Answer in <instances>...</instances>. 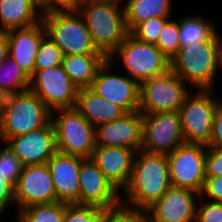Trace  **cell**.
<instances>
[{
    "label": "cell",
    "instance_id": "cell-1",
    "mask_svg": "<svg viewBox=\"0 0 222 222\" xmlns=\"http://www.w3.org/2000/svg\"><path fill=\"white\" fill-rule=\"evenodd\" d=\"M171 186L167 155L138 150L130 180L123 189L121 207L129 212H144Z\"/></svg>",
    "mask_w": 222,
    "mask_h": 222
},
{
    "label": "cell",
    "instance_id": "cell-2",
    "mask_svg": "<svg viewBox=\"0 0 222 222\" xmlns=\"http://www.w3.org/2000/svg\"><path fill=\"white\" fill-rule=\"evenodd\" d=\"M220 68L222 39L218 33L211 40L180 48L170 62V69L195 90H215L213 84Z\"/></svg>",
    "mask_w": 222,
    "mask_h": 222
},
{
    "label": "cell",
    "instance_id": "cell-3",
    "mask_svg": "<svg viewBox=\"0 0 222 222\" xmlns=\"http://www.w3.org/2000/svg\"><path fill=\"white\" fill-rule=\"evenodd\" d=\"M78 12L84 18L94 46L107 58L130 33L126 25L124 6L120 2L94 0L82 4Z\"/></svg>",
    "mask_w": 222,
    "mask_h": 222
},
{
    "label": "cell",
    "instance_id": "cell-4",
    "mask_svg": "<svg viewBox=\"0 0 222 222\" xmlns=\"http://www.w3.org/2000/svg\"><path fill=\"white\" fill-rule=\"evenodd\" d=\"M51 110L30 89L4 97L0 114V141L46 127Z\"/></svg>",
    "mask_w": 222,
    "mask_h": 222
},
{
    "label": "cell",
    "instance_id": "cell-5",
    "mask_svg": "<svg viewBox=\"0 0 222 222\" xmlns=\"http://www.w3.org/2000/svg\"><path fill=\"white\" fill-rule=\"evenodd\" d=\"M55 113H58L57 118ZM51 122L55 129L59 152L83 158L92 157L96 148L95 126L75 107L51 111Z\"/></svg>",
    "mask_w": 222,
    "mask_h": 222
},
{
    "label": "cell",
    "instance_id": "cell-6",
    "mask_svg": "<svg viewBox=\"0 0 222 222\" xmlns=\"http://www.w3.org/2000/svg\"><path fill=\"white\" fill-rule=\"evenodd\" d=\"M117 57L123 62L128 76L139 84L160 76L170 69V61L155 44L140 41L131 33L108 59L114 64Z\"/></svg>",
    "mask_w": 222,
    "mask_h": 222
},
{
    "label": "cell",
    "instance_id": "cell-7",
    "mask_svg": "<svg viewBox=\"0 0 222 222\" xmlns=\"http://www.w3.org/2000/svg\"><path fill=\"white\" fill-rule=\"evenodd\" d=\"M46 35L66 55L103 54L94 46L79 12H57L42 16Z\"/></svg>",
    "mask_w": 222,
    "mask_h": 222
},
{
    "label": "cell",
    "instance_id": "cell-8",
    "mask_svg": "<svg viewBox=\"0 0 222 222\" xmlns=\"http://www.w3.org/2000/svg\"><path fill=\"white\" fill-rule=\"evenodd\" d=\"M213 91L197 89L195 95L190 93L180 107L178 112L186 143L209 145L213 118L222 105V99L212 96Z\"/></svg>",
    "mask_w": 222,
    "mask_h": 222
},
{
    "label": "cell",
    "instance_id": "cell-9",
    "mask_svg": "<svg viewBox=\"0 0 222 222\" xmlns=\"http://www.w3.org/2000/svg\"><path fill=\"white\" fill-rule=\"evenodd\" d=\"M185 84L187 83L171 69L141 82L139 111L142 114L179 111L191 93Z\"/></svg>",
    "mask_w": 222,
    "mask_h": 222
},
{
    "label": "cell",
    "instance_id": "cell-10",
    "mask_svg": "<svg viewBox=\"0 0 222 222\" xmlns=\"http://www.w3.org/2000/svg\"><path fill=\"white\" fill-rule=\"evenodd\" d=\"M186 143L178 111L143 114L142 150L169 154Z\"/></svg>",
    "mask_w": 222,
    "mask_h": 222
},
{
    "label": "cell",
    "instance_id": "cell-11",
    "mask_svg": "<svg viewBox=\"0 0 222 222\" xmlns=\"http://www.w3.org/2000/svg\"><path fill=\"white\" fill-rule=\"evenodd\" d=\"M207 146L184 143L167 154L170 181L173 187L200 193L205 181Z\"/></svg>",
    "mask_w": 222,
    "mask_h": 222
},
{
    "label": "cell",
    "instance_id": "cell-12",
    "mask_svg": "<svg viewBox=\"0 0 222 222\" xmlns=\"http://www.w3.org/2000/svg\"><path fill=\"white\" fill-rule=\"evenodd\" d=\"M51 110L72 108L76 105L79 88L70 80L62 65L35 72L30 87Z\"/></svg>",
    "mask_w": 222,
    "mask_h": 222
},
{
    "label": "cell",
    "instance_id": "cell-13",
    "mask_svg": "<svg viewBox=\"0 0 222 222\" xmlns=\"http://www.w3.org/2000/svg\"><path fill=\"white\" fill-rule=\"evenodd\" d=\"M79 205L102 207L110 213L119 212L122 194L99 170L92 158H85L79 171ZM121 196V197H120Z\"/></svg>",
    "mask_w": 222,
    "mask_h": 222
},
{
    "label": "cell",
    "instance_id": "cell-14",
    "mask_svg": "<svg viewBox=\"0 0 222 222\" xmlns=\"http://www.w3.org/2000/svg\"><path fill=\"white\" fill-rule=\"evenodd\" d=\"M112 65L109 59L105 61L97 71L90 89L125 112L139 110L140 84L128 75L112 74Z\"/></svg>",
    "mask_w": 222,
    "mask_h": 222
},
{
    "label": "cell",
    "instance_id": "cell-15",
    "mask_svg": "<svg viewBox=\"0 0 222 222\" xmlns=\"http://www.w3.org/2000/svg\"><path fill=\"white\" fill-rule=\"evenodd\" d=\"M14 190L18 210L30 205L49 204L57 201L47 163L23 166Z\"/></svg>",
    "mask_w": 222,
    "mask_h": 222
},
{
    "label": "cell",
    "instance_id": "cell-16",
    "mask_svg": "<svg viewBox=\"0 0 222 222\" xmlns=\"http://www.w3.org/2000/svg\"><path fill=\"white\" fill-rule=\"evenodd\" d=\"M4 143L22 166L46 164L58 151L52 122L44 128L8 138Z\"/></svg>",
    "mask_w": 222,
    "mask_h": 222
},
{
    "label": "cell",
    "instance_id": "cell-17",
    "mask_svg": "<svg viewBox=\"0 0 222 222\" xmlns=\"http://www.w3.org/2000/svg\"><path fill=\"white\" fill-rule=\"evenodd\" d=\"M199 197L192 190L171 186L144 213L153 222H195Z\"/></svg>",
    "mask_w": 222,
    "mask_h": 222
},
{
    "label": "cell",
    "instance_id": "cell-18",
    "mask_svg": "<svg viewBox=\"0 0 222 222\" xmlns=\"http://www.w3.org/2000/svg\"><path fill=\"white\" fill-rule=\"evenodd\" d=\"M142 121L143 114L137 110L96 126V146H119L135 152L142 150Z\"/></svg>",
    "mask_w": 222,
    "mask_h": 222
},
{
    "label": "cell",
    "instance_id": "cell-19",
    "mask_svg": "<svg viewBox=\"0 0 222 222\" xmlns=\"http://www.w3.org/2000/svg\"><path fill=\"white\" fill-rule=\"evenodd\" d=\"M85 158L57 151L47 162L57 201L79 204V171Z\"/></svg>",
    "mask_w": 222,
    "mask_h": 222
},
{
    "label": "cell",
    "instance_id": "cell-20",
    "mask_svg": "<svg viewBox=\"0 0 222 222\" xmlns=\"http://www.w3.org/2000/svg\"><path fill=\"white\" fill-rule=\"evenodd\" d=\"M135 153L119 146H96L91 158L105 178L120 192L130 180Z\"/></svg>",
    "mask_w": 222,
    "mask_h": 222
},
{
    "label": "cell",
    "instance_id": "cell-21",
    "mask_svg": "<svg viewBox=\"0 0 222 222\" xmlns=\"http://www.w3.org/2000/svg\"><path fill=\"white\" fill-rule=\"evenodd\" d=\"M46 36L42 21L25 28L8 30V55L31 77L39 45Z\"/></svg>",
    "mask_w": 222,
    "mask_h": 222
},
{
    "label": "cell",
    "instance_id": "cell-22",
    "mask_svg": "<svg viewBox=\"0 0 222 222\" xmlns=\"http://www.w3.org/2000/svg\"><path fill=\"white\" fill-rule=\"evenodd\" d=\"M75 108L95 127L112 122L126 113L121 107L98 96L90 88L78 90Z\"/></svg>",
    "mask_w": 222,
    "mask_h": 222
},
{
    "label": "cell",
    "instance_id": "cell-23",
    "mask_svg": "<svg viewBox=\"0 0 222 222\" xmlns=\"http://www.w3.org/2000/svg\"><path fill=\"white\" fill-rule=\"evenodd\" d=\"M42 16L38 0H0V29L30 27Z\"/></svg>",
    "mask_w": 222,
    "mask_h": 222
},
{
    "label": "cell",
    "instance_id": "cell-24",
    "mask_svg": "<svg viewBox=\"0 0 222 222\" xmlns=\"http://www.w3.org/2000/svg\"><path fill=\"white\" fill-rule=\"evenodd\" d=\"M108 58L104 54L66 55L62 67L70 80L79 88H90L99 68Z\"/></svg>",
    "mask_w": 222,
    "mask_h": 222
},
{
    "label": "cell",
    "instance_id": "cell-25",
    "mask_svg": "<svg viewBox=\"0 0 222 222\" xmlns=\"http://www.w3.org/2000/svg\"><path fill=\"white\" fill-rule=\"evenodd\" d=\"M126 25L131 32L139 23L154 17H170L171 0H126Z\"/></svg>",
    "mask_w": 222,
    "mask_h": 222
},
{
    "label": "cell",
    "instance_id": "cell-26",
    "mask_svg": "<svg viewBox=\"0 0 222 222\" xmlns=\"http://www.w3.org/2000/svg\"><path fill=\"white\" fill-rule=\"evenodd\" d=\"M178 20L180 48L197 41L211 40L217 33L214 23L204 19L199 14L180 17Z\"/></svg>",
    "mask_w": 222,
    "mask_h": 222
},
{
    "label": "cell",
    "instance_id": "cell-27",
    "mask_svg": "<svg viewBox=\"0 0 222 222\" xmlns=\"http://www.w3.org/2000/svg\"><path fill=\"white\" fill-rule=\"evenodd\" d=\"M30 77L10 56L0 64V93L4 96L14 95L28 90Z\"/></svg>",
    "mask_w": 222,
    "mask_h": 222
},
{
    "label": "cell",
    "instance_id": "cell-28",
    "mask_svg": "<svg viewBox=\"0 0 222 222\" xmlns=\"http://www.w3.org/2000/svg\"><path fill=\"white\" fill-rule=\"evenodd\" d=\"M65 210L66 203L60 201L30 205L17 210L18 222H63Z\"/></svg>",
    "mask_w": 222,
    "mask_h": 222
},
{
    "label": "cell",
    "instance_id": "cell-29",
    "mask_svg": "<svg viewBox=\"0 0 222 222\" xmlns=\"http://www.w3.org/2000/svg\"><path fill=\"white\" fill-rule=\"evenodd\" d=\"M109 214L102 207L66 203L63 222H104Z\"/></svg>",
    "mask_w": 222,
    "mask_h": 222
},
{
    "label": "cell",
    "instance_id": "cell-30",
    "mask_svg": "<svg viewBox=\"0 0 222 222\" xmlns=\"http://www.w3.org/2000/svg\"><path fill=\"white\" fill-rule=\"evenodd\" d=\"M160 52L171 62L180 49L178 21L171 18L161 30L157 43Z\"/></svg>",
    "mask_w": 222,
    "mask_h": 222
},
{
    "label": "cell",
    "instance_id": "cell-31",
    "mask_svg": "<svg viewBox=\"0 0 222 222\" xmlns=\"http://www.w3.org/2000/svg\"><path fill=\"white\" fill-rule=\"evenodd\" d=\"M63 54L59 46L47 35L42 39L35 59L34 73L62 64Z\"/></svg>",
    "mask_w": 222,
    "mask_h": 222
},
{
    "label": "cell",
    "instance_id": "cell-32",
    "mask_svg": "<svg viewBox=\"0 0 222 222\" xmlns=\"http://www.w3.org/2000/svg\"><path fill=\"white\" fill-rule=\"evenodd\" d=\"M170 17H154L139 23L130 33L140 41L156 44L159 34Z\"/></svg>",
    "mask_w": 222,
    "mask_h": 222
},
{
    "label": "cell",
    "instance_id": "cell-33",
    "mask_svg": "<svg viewBox=\"0 0 222 222\" xmlns=\"http://www.w3.org/2000/svg\"><path fill=\"white\" fill-rule=\"evenodd\" d=\"M4 146L0 149V171L15 186L23 166L10 148L6 144Z\"/></svg>",
    "mask_w": 222,
    "mask_h": 222
},
{
    "label": "cell",
    "instance_id": "cell-34",
    "mask_svg": "<svg viewBox=\"0 0 222 222\" xmlns=\"http://www.w3.org/2000/svg\"><path fill=\"white\" fill-rule=\"evenodd\" d=\"M42 15L57 12H78L81 4L77 0H38Z\"/></svg>",
    "mask_w": 222,
    "mask_h": 222
},
{
    "label": "cell",
    "instance_id": "cell-35",
    "mask_svg": "<svg viewBox=\"0 0 222 222\" xmlns=\"http://www.w3.org/2000/svg\"><path fill=\"white\" fill-rule=\"evenodd\" d=\"M196 208L195 222H222V203L206 200Z\"/></svg>",
    "mask_w": 222,
    "mask_h": 222
},
{
    "label": "cell",
    "instance_id": "cell-36",
    "mask_svg": "<svg viewBox=\"0 0 222 222\" xmlns=\"http://www.w3.org/2000/svg\"><path fill=\"white\" fill-rule=\"evenodd\" d=\"M205 176H222V148L207 147L205 155Z\"/></svg>",
    "mask_w": 222,
    "mask_h": 222
},
{
    "label": "cell",
    "instance_id": "cell-37",
    "mask_svg": "<svg viewBox=\"0 0 222 222\" xmlns=\"http://www.w3.org/2000/svg\"><path fill=\"white\" fill-rule=\"evenodd\" d=\"M199 199L208 196L209 201L222 203V176L206 177Z\"/></svg>",
    "mask_w": 222,
    "mask_h": 222
},
{
    "label": "cell",
    "instance_id": "cell-38",
    "mask_svg": "<svg viewBox=\"0 0 222 222\" xmlns=\"http://www.w3.org/2000/svg\"><path fill=\"white\" fill-rule=\"evenodd\" d=\"M15 203L14 185L0 171V215L6 211L9 203Z\"/></svg>",
    "mask_w": 222,
    "mask_h": 222
},
{
    "label": "cell",
    "instance_id": "cell-39",
    "mask_svg": "<svg viewBox=\"0 0 222 222\" xmlns=\"http://www.w3.org/2000/svg\"><path fill=\"white\" fill-rule=\"evenodd\" d=\"M207 147L222 148V105L215 112L212 137Z\"/></svg>",
    "mask_w": 222,
    "mask_h": 222
},
{
    "label": "cell",
    "instance_id": "cell-40",
    "mask_svg": "<svg viewBox=\"0 0 222 222\" xmlns=\"http://www.w3.org/2000/svg\"><path fill=\"white\" fill-rule=\"evenodd\" d=\"M8 30L0 29V64L9 56Z\"/></svg>",
    "mask_w": 222,
    "mask_h": 222
},
{
    "label": "cell",
    "instance_id": "cell-41",
    "mask_svg": "<svg viewBox=\"0 0 222 222\" xmlns=\"http://www.w3.org/2000/svg\"><path fill=\"white\" fill-rule=\"evenodd\" d=\"M104 222H128V211L121 209L119 212L110 213Z\"/></svg>",
    "mask_w": 222,
    "mask_h": 222
},
{
    "label": "cell",
    "instance_id": "cell-42",
    "mask_svg": "<svg viewBox=\"0 0 222 222\" xmlns=\"http://www.w3.org/2000/svg\"><path fill=\"white\" fill-rule=\"evenodd\" d=\"M128 222H153L144 212H129Z\"/></svg>",
    "mask_w": 222,
    "mask_h": 222
},
{
    "label": "cell",
    "instance_id": "cell-43",
    "mask_svg": "<svg viewBox=\"0 0 222 222\" xmlns=\"http://www.w3.org/2000/svg\"><path fill=\"white\" fill-rule=\"evenodd\" d=\"M4 96L0 93V114H1V108L3 105Z\"/></svg>",
    "mask_w": 222,
    "mask_h": 222
},
{
    "label": "cell",
    "instance_id": "cell-44",
    "mask_svg": "<svg viewBox=\"0 0 222 222\" xmlns=\"http://www.w3.org/2000/svg\"><path fill=\"white\" fill-rule=\"evenodd\" d=\"M81 5L86 3V2H91V1H94V0H77Z\"/></svg>",
    "mask_w": 222,
    "mask_h": 222
},
{
    "label": "cell",
    "instance_id": "cell-45",
    "mask_svg": "<svg viewBox=\"0 0 222 222\" xmlns=\"http://www.w3.org/2000/svg\"><path fill=\"white\" fill-rule=\"evenodd\" d=\"M113 1H117V2H120V3H124V2H122L123 0H113Z\"/></svg>",
    "mask_w": 222,
    "mask_h": 222
}]
</instances>
